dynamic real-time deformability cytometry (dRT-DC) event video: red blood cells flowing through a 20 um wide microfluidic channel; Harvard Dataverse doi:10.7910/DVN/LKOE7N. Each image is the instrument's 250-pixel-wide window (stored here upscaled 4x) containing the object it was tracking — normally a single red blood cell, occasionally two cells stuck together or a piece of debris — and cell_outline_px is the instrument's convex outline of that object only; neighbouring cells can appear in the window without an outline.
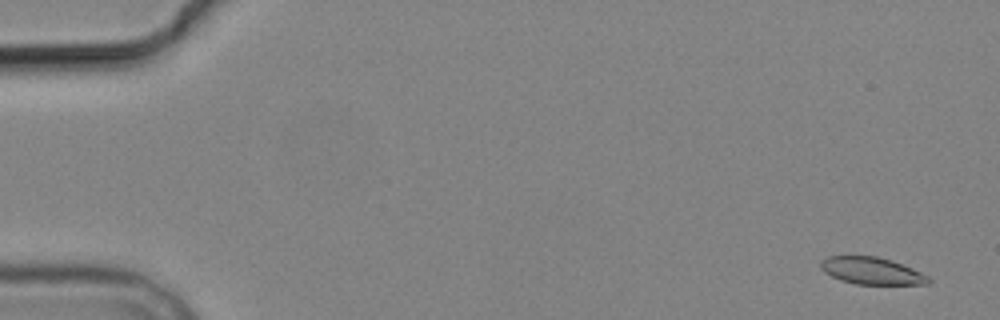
{"species": "common noctule bat (a hibernating species)", "species_latin": "Nyctalus noctula", "temperature_condition": "cold", "stored_images_in_passage": 2, "camera_frame_rate_fps": 3000, "um_per_image_px": 0.085, "animal": {"sex": "male", "body_mass_g": 19.2, "forearm_length_mm": 51.8}, "frame": {"image": 1, "passage_image": 1, "time_ms": 0.0, "image_size_px": [1000, 320], "cell_outline_px": [[932, 280], [928, 284], [856, 284], [840, 280], [824, 272], [820, 268], [820, 260], [828, 256], [876, 256], [892, 260], [912, 268], [928, 276]], "centroid_in_image_um": [74.07, 23.01], "position_along_channel_um": 10.9, "area_um2": 17.05}}